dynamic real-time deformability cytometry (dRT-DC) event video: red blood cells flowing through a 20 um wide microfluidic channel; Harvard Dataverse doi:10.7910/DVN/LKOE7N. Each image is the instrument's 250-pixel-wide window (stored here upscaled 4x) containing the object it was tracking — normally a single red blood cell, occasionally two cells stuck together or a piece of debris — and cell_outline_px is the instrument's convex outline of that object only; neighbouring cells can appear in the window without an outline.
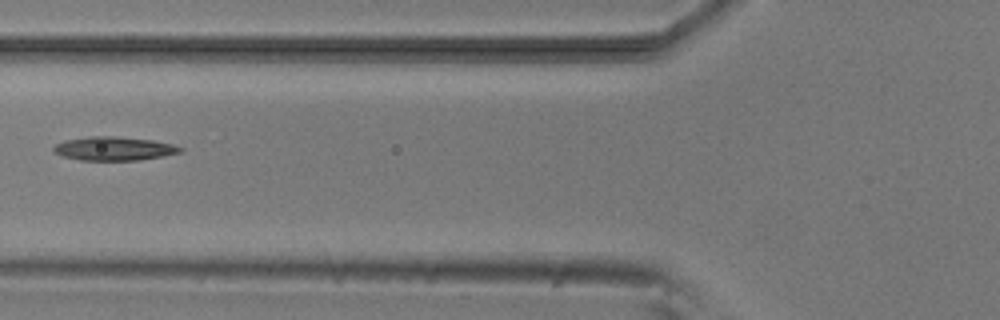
{"species": "common noctule bat (a hibernating species)", "species_latin": "Nyctalus noctula", "temperature_condition": "room temperature", "stored_images_in_passage": 3, "camera_frame_rate_fps": 3000, "um_per_image_px": 0.085, "animal": {"sex": "male", "body_mass_g": 20.5, "forearm_length_mm": 52.5}, "frame": {"image": 1, "passage_image": 2, "time_ms": 1.0, "image_size_px": [1000, 320], "cell_outline_px": [[184, 152], [164, 156], [140, 160], [80, 160], [60, 156], [52, 152], [52, 148], [56, 144], [64, 140], [92, 136], [116, 136], [152, 140], [172, 144], [184, 148]], "centroid_in_image_um": [9.68, 12.63], "position_along_channel_um": 116.1, "area_um2": 17.74}}
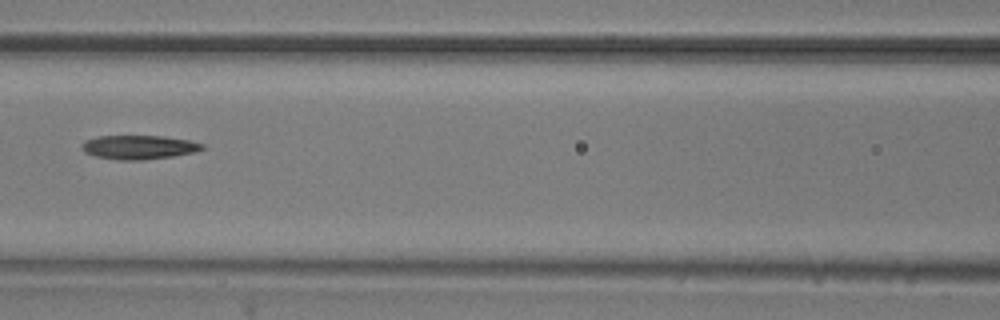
{"frame": {"image": 2, "passage_image": 3, "time_ms": 2.0, "image_size_px": [1000, 320], "cell_outline_px": [[208, 148], [196, 152], [172, 156], [140, 160], [120, 160], [96, 156], [84, 152], [80, 148], [80, 144], [84, 140], [96, 136], [164, 136], [188, 140], [204, 144]], "centroid_in_image_um": [11.8, 12.5], "position_along_channel_um": 154.8, "area_um2": 16.99}}